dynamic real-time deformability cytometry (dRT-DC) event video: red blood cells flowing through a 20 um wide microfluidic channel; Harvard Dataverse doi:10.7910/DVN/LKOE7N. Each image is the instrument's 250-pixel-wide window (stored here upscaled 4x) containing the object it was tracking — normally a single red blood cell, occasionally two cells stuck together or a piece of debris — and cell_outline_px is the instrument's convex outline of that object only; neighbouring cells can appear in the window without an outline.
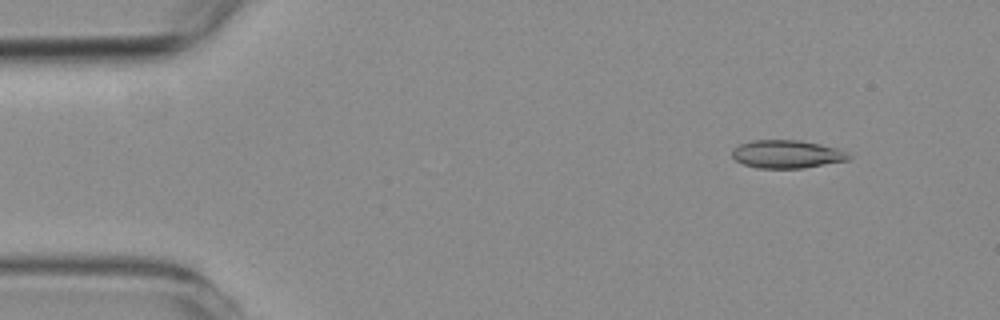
{"species": "common noctule bat (a hibernating species)", "species_latin": "Nyctalus noctula", "temperature_condition": "room temperature", "stored_images_in_passage": 52, "camera_frame_rate_fps": 3000, "um_per_image_px": 0.085, "animal": {"sex": "female", "body_mass_g": 19.3, "forearm_length_mm": 54.1}, "frame": {"image": 1, "passage_image": 1, "time_ms": 0.0, "image_size_px": [1000, 320], "cell_outline_px": [[852, 156], [848, 160], [804, 168], [756, 168], [744, 164], [736, 160], [732, 156], [732, 152], [740, 144], [752, 140], [800, 140], [840, 148], [848, 152]], "centroid_in_image_um": [66.94, 13.1], "position_along_channel_um": 18.1, "area_um2": 19.13}}
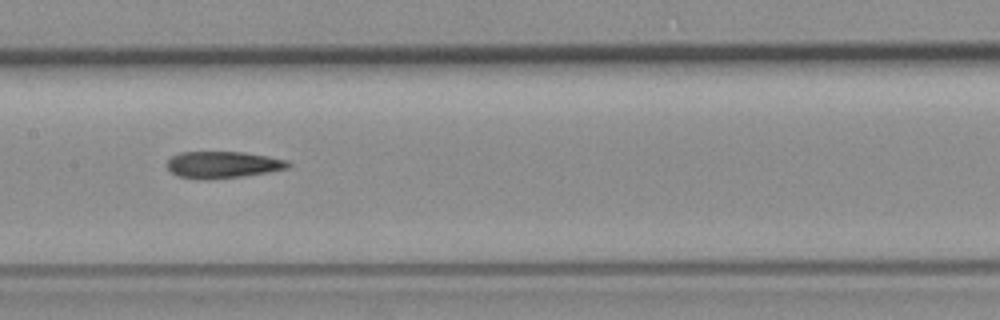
{"frame": {"image": 2, "passage_image": 23, "time_ms": 7.333, "image_size_px": [1000, 320], "cell_outline_px": [[292, 164], [288, 168], [268, 172], [240, 176], [208, 180], [204, 180], [176, 176], [168, 168], [168, 160], [172, 156], [180, 152], [244, 152], [268, 156], [288, 160]], "centroid_in_image_um": [18.95, 14.0], "position_along_channel_um": 188.5, "area_um2": 18.9}}
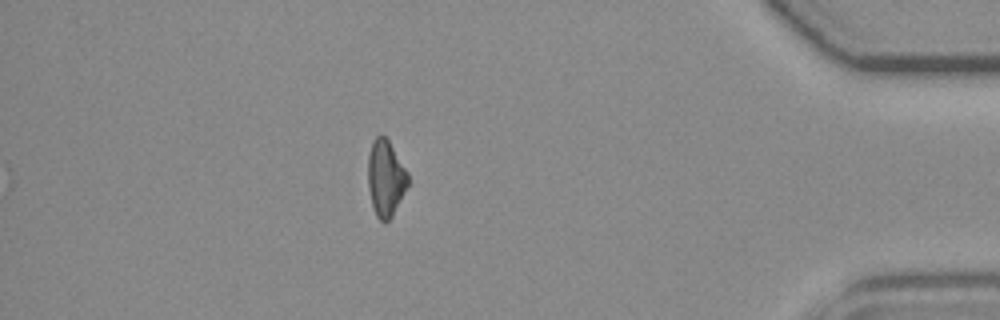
{"frame": {"image": 3, "passage_image": 45, "time_ms": 14.667, "image_size_px": [1000, 320], "cell_outline_px": [[408, 184], [392, 216], [388, 220], [380, 220], [376, 216], [372, 208], [368, 188], [368, 156], [372, 140], [380, 132], [388, 140], [408, 172]], "centroid_in_image_um": [32.75, 15.11], "position_along_channel_um": 402.4, "area_um2": 17.74}, "authors_computed_cell_mechanics": {"area_um2": 19.1318, "velocity_mm_per_s": 3.5691, "shape_relaxation_time_tau1_ms": null, "shape_relaxation_time_tau2_ms": 5.0028, "deformation_change_tau1": null, "deformation_change_tau2": 0.1519}}